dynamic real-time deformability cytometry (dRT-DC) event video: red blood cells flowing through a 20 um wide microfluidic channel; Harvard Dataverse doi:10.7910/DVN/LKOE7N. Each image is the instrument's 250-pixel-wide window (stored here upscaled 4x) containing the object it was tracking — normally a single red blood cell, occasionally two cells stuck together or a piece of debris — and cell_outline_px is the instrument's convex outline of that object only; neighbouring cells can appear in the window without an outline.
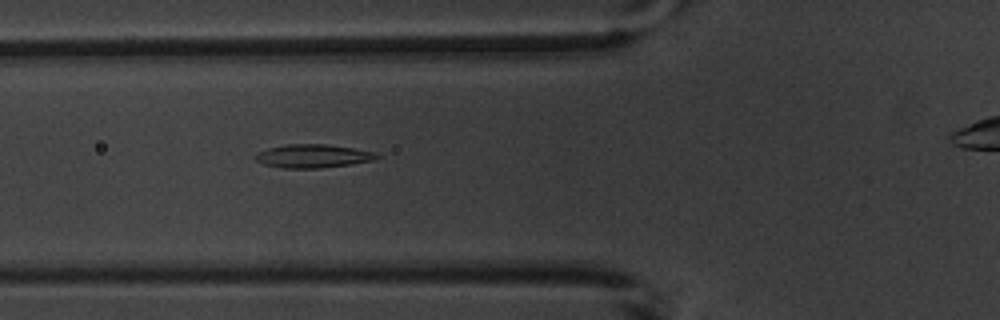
{"species": "common noctule bat (a hibernating species)", "species_latin": "Nyctalus noctula", "temperature_condition": "warm", "stored_images_in_passage": 5, "camera_frame_rate_fps": 3000, "um_per_image_px": 0.085, "animal": {"sex": "male", "body_mass_g": 20.1, "forearm_length_mm": 53.5}, "frame": {"image": 1, "passage_image": 5, "time_ms": 4.667, "image_size_px": [1000, 320], "cell_outline_px": [[380, 156], [372, 160], [352, 164], [320, 168], [284, 168], [264, 164], [256, 160], [252, 156], [256, 152], [268, 148], [284, 144], [324, 144], [352, 148], [376, 152]], "centroid_in_image_um": [26.55, 13.26], "position_along_channel_um": 99.3, "area_um2": 16.59}}